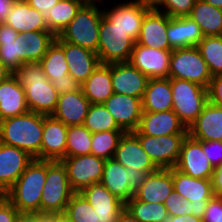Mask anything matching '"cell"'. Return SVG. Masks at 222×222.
Listing matches in <instances>:
<instances>
[{"label":"cell","mask_w":222,"mask_h":222,"mask_svg":"<svg viewBox=\"0 0 222 222\" xmlns=\"http://www.w3.org/2000/svg\"><path fill=\"white\" fill-rule=\"evenodd\" d=\"M13 75V72L8 69L4 63L0 60V84L7 80L10 76Z\"/></svg>","instance_id":"680465c9"},{"label":"cell","mask_w":222,"mask_h":222,"mask_svg":"<svg viewBox=\"0 0 222 222\" xmlns=\"http://www.w3.org/2000/svg\"><path fill=\"white\" fill-rule=\"evenodd\" d=\"M64 55L69 74L80 84L86 81L100 64L97 53L65 41Z\"/></svg>","instance_id":"4316f807"},{"label":"cell","mask_w":222,"mask_h":222,"mask_svg":"<svg viewBox=\"0 0 222 222\" xmlns=\"http://www.w3.org/2000/svg\"><path fill=\"white\" fill-rule=\"evenodd\" d=\"M45 180L46 160L34 158L4 196L19 212H40Z\"/></svg>","instance_id":"277c9868"},{"label":"cell","mask_w":222,"mask_h":222,"mask_svg":"<svg viewBox=\"0 0 222 222\" xmlns=\"http://www.w3.org/2000/svg\"><path fill=\"white\" fill-rule=\"evenodd\" d=\"M207 3L217 7V8H221L222 9V0H204Z\"/></svg>","instance_id":"be15d7a7"},{"label":"cell","mask_w":222,"mask_h":222,"mask_svg":"<svg viewBox=\"0 0 222 222\" xmlns=\"http://www.w3.org/2000/svg\"><path fill=\"white\" fill-rule=\"evenodd\" d=\"M212 77L196 46L172 50L169 78L184 79L207 88Z\"/></svg>","instance_id":"9c48e42d"},{"label":"cell","mask_w":222,"mask_h":222,"mask_svg":"<svg viewBox=\"0 0 222 222\" xmlns=\"http://www.w3.org/2000/svg\"><path fill=\"white\" fill-rule=\"evenodd\" d=\"M0 60L13 73L21 63V33L7 24H0Z\"/></svg>","instance_id":"d590c367"},{"label":"cell","mask_w":222,"mask_h":222,"mask_svg":"<svg viewBox=\"0 0 222 222\" xmlns=\"http://www.w3.org/2000/svg\"><path fill=\"white\" fill-rule=\"evenodd\" d=\"M28 111L25 90L12 75L0 84V121Z\"/></svg>","instance_id":"f546056e"},{"label":"cell","mask_w":222,"mask_h":222,"mask_svg":"<svg viewBox=\"0 0 222 222\" xmlns=\"http://www.w3.org/2000/svg\"><path fill=\"white\" fill-rule=\"evenodd\" d=\"M112 7H107L110 9H102L103 16L114 26L125 31L127 35L137 41L144 17L151 8L132 0L117 2Z\"/></svg>","instance_id":"5bb4252c"},{"label":"cell","mask_w":222,"mask_h":222,"mask_svg":"<svg viewBox=\"0 0 222 222\" xmlns=\"http://www.w3.org/2000/svg\"><path fill=\"white\" fill-rule=\"evenodd\" d=\"M90 104L81 88L77 91L60 94L52 116L67 126L83 125Z\"/></svg>","instance_id":"cb8c5ba5"},{"label":"cell","mask_w":222,"mask_h":222,"mask_svg":"<svg viewBox=\"0 0 222 222\" xmlns=\"http://www.w3.org/2000/svg\"><path fill=\"white\" fill-rule=\"evenodd\" d=\"M188 134L196 140L222 141V107L207 102L188 127Z\"/></svg>","instance_id":"d4e9b609"},{"label":"cell","mask_w":222,"mask_h":222,"mask_svg":"<svg viewBox=\"0 0 222 222\" xmlns=\"http://www.w3.org/2000/svg\"><path fill=\"white\" fill-rule=\"evenodd\" d=\"M135 43L125 31L102 17L97 50L100 64L128 62Z\"/></svg>","instance_id":"ba28073f"},{"label":"cell","mask_w":222,"mask_h":222,"mask_svg":"<svg viewBox=\"0 0 222 222\" xmlns=\"http://www.w3.org/2000/svg\"><path fill=\"white\" fill-rule=\"evenodd\" d=\"M83 125L91 132L122 130L104 104H90Z\"/></svg>","instance_id":"ab89813d"},{"label":"cell","mask_w":222,"mask_h":222,"mask_svg":"<svg viewBox=\"0 0 222 222\" xmlns=\"http://www.w3.org/2000/svg\"><path fill=\"white\" fill-rule=\"evenodd\" d=\"M123 130H110L92 133L91 154L103 159L113 158Z\"/></svg>","instance_id":"b9f144b4"},{"label":"cell","mask_w":222,"mask_h":222,"mask_svg":"<svg viewBox=\"0 0 222 222\" xmlns=\"http://www.w3.org/2000/svg\"><path fill=\"white\" fill-rule=\"evenodd\" d=\"M13 75L25 90L29 111L45 116L54 113L59 93L47 79L39 62L23 63Z\"/></svg>","instance_id":"6da1fadb"},{"label":"cell","mask_w":222,"mask_h":222,"mask_svg":"<svg viewBox=\"0 0 222 222\" xmlns=\"http://www.w3.org/2000/svg\"><path fill=\"white\" fill-rule=\"evenodd\" d=\"M202 220L203 222H222V197L213 196L209 200Z\"/></svg>","instance_id":"7dc6e473"},{"label":"cell","mask_w":222,"mask_h":222,"mask_svg":"<svg viewBox=\"0 0 222 222\" xmlns=\"http://www.w3.org/2000/svg\"><path fill=\"white\" fill-rule=\"evenodd\" d=\"M149 78L129 62L111 64V83L114 93L142 99Z\"/></svg>","instance_id":"d6986e66"},{"label":"cell","mask_w":222,"mask_h":222,"mask_svg":"<svg viewBox=\"0 0 222 222\" xmlns=\"http://www.w3.org/2000/svg\"><path fill=\"white\" fill-rule=\"evenodd\" d=\"M74 193L62 162L46 160V180L41 195L40 212H65Z\"/></svg>","instance_id":"5b68a950"},{"label":"cell","mask_w":222,"mask_h":222,"mask_svg":"<svg viewBox=\"0 0 222 222\" xmlns=\"http://www.w3.org/2000/svg\"><path fill=\"white\" fill-rule=\"evenodd\" d=\"M189 17L195 21L204 36L222 35V9L204 0H196Z\"/></svg>","instance_id":"e575fe53"},{"label":"cell","mask_w":222,"mask_h":222,"mask_svg":"<svg viewBox=\"0 0 222 222\" xmlns=\"http://www.w3.org/2000/svg\"><path fill=\"white\" fill-rule=\"evenodd\" d=\"M147 172L125 168L114 158L106 159L101 183L120 201L126 204L142 185Z\"/></svg>","instance_id":"52a82bcc"},{"label":"cell","mask_w":222,"mask_h":222,"mask_svg":"<svg viewBox=\"0 0 222 222\" xmlns=\"http://www.w3.org/2000/svg\"><path fill=\"white\" fill-rule=\"evenodd\" d=\"M117 222H139V221L135 219L126 208H124L123 211L119 214Z\"/></svg>","instance_id":"6f0895ef"},{"label":"cell","mask_w":222,"mask_h":222,"mask_svg":"<svg viewBox=\"0 0 222 222\" xmlns=\"http://www.w3.org/2000/svg\"><path fill=\"white\" fill-rule=\"evenodd\" d=\"M96 212L97 222H117L125 204L114 196L101 182L80 192Z\"/></svg>","instance_id":"ffe728a7"},{"label":"cell","mask_w":222,"mask_h":222,"mask_svg":"<svg viewBox=\"0 0 222 222\" xmlns=\"http://www.w3.org/2000/svg\"><path fill=\"white\" fill-rule=\"evenodd\" d=\"M175 168L193 178L211 179L213 165L207 159L201 145V140L192 138L189 134L184 138Z\"/></svg>","instance_id":"4fadbf2b"},{"label":"cell","mask_w":222,"mask_h":222,"mask_svg":"<svg viewBox=\"0 0 222 222\" xmlns=\"http://www.w3.org/2000/svg\"><path fill=\"white\" fill-rule=\"evenodd\" d=\"M163 222H203V220L199 217L190 214L181 216H168L163 220Z\"/></svg>","instance_id":"9f6ffc18"},{"label":"cell","mask_w":222,"mask_h":222,"mask_svg":"<svg viewBox=\"0 0 222 222\" xmlns=\"http://www.w3.org/2000/svg\"><path fill=\"white\" fill-rule=\"evenodd\" d=\"M172 50H160L135 43L129 63L150 78H169Z\"/></svg>","instance_id":"9a60e30c"},{"label":"cell","mask_w":222,"mask_h":222,"mask_svg":"<svg viewBox=\"0 0 222 222\" xmlns=\"http://www.w3.org/2000/svg\"><path fill=\"white\" fill-rule=\"evenodd\" d=\"M137 130L144 135L163 136L188 134V128L179 120L173 110L161 112L143 111Z\"/></svg>","instance_id":"603a6c76"},{"label":"cell","mask_w":222,"mask_h":222,"mask_svg":"<svg viewBox=\"0 0 222 222\" xmlns=\"http://www.w3.org/2000/svg\"><path fill=\"white\" fill-rule=\"evenodd\" d=\"M173 189L192 203V215L203 218L209 200L214 196L211 179L193 178L172 168Z\"/></svg>","instance_id":"7c38bea8"},{"label":"cell","mask_w":222,"mask_h":222,"mask_svg":"<svg viewBox=\"0 0 222 222\" xmlns=\"http://www.w3.org/2000/svg\"><path fill=\"white\" fill-rule=\"evenodd\" d=\"M60 0H26V2L34 9L44 11L46 9H51Z\"/></svg>","instance_id":"f5cc1de1"},{"label":"cell","mask_w":222,"mask_h":222,"mask_svg":"<svg viewBox=\"0 0 222 222\" xmlns=\"http://www.w3.org/2000/svg\"><path fill=\"white\" fill-rule=\"evenodd\" d=\"M43 115L32 111L0 121V143L20 148L41 160Z\"/></svg>","instance_id":"7a4b0ae2"},{"label":"cell","mask_w":222,"mask_h":222,"mask_svg":"<svg viewBox=\"0 0 222 222\" xmlns=\"http://www.w3.org/2000/svg\"><path fill=\"white\" fill-rule=\"evenodd\" d=\"M113 158L125 168L132 167L133 170H142L148 174L159 169L144 151L138 137L133 132L123 133Z\"/></svg>","instance_id":"2e32d148"},{"label":"cell","mask_w":222,"mask_h":222,"mask_svg":"<svg viewBox=\"0 0 222 222\" xmlns=\"http://www.w3.org/2000/svg\"><path fill=\"white\" fill-rule=\"evenodd\" d=\"M15 222H40V212H18Z\"/></svg>","instance_id":"11a10c76"},{"label":"cell","mask_w":222,"mask_h":222,"mask_svg":"<svg viewBox=\"0 0 222 222\" xmlns=\"http://www.w3.org/2000/svg\"><path fill=\"white\" fill-rule=\"evenodd\" d=\"M201 145L213 167L222 163V141H201Z\"/></svg>","instance_id":"bcb514c9"},{"label":"cell","mask_w":222,"mask_h":222,"mask_svg":"<svg viewBox=\"0 0 222 222\" xmlns=\"http://www.w3.org/2000/svg\"><path fill=\"white\" fill-rule=\"evenodd\" d=\"M196 0H161L154 8L170 17L189 16Z\"/></svg>","instance_id":"ee69618b"},{"label":"cell","mask_w":222,"mask_h":222,"mask_svg":"<svg viewBox=\"0 0 222 222\" xmlns=\"http://www.w3.org/2000/svg\"><path fill=\"white\" fill-rule=\"evenodd\" d=\"M18 212L4 195H0V222H15Z\"/></svg>","instance_id":"f907efd6"},{"label":"cell","mask_w":222,"mask_h":222,"mask_svg":"<svg viewBox=\"0 0 222 222\" xmlns=\"http://www.w3.org/2000/svg\"><path fill=\"white\" fill-rule=\"evenodd\" d=\"M5 24L18 33L30 31H49L40 12L32 8L26 0H17L7 15Z\"/></svg>","instance_id":"f1b7e54d"},{"label":"cell","mask_w":222,"mask_h":222,"mask_svg":"<svg viewBox=\"0 0 222 222\" xmlns=\"http://www.w3.org/2000/svg\"><path fill=\"white\" fill-rule=\"evenodd\" d=\"M87 1L88 0H60L51 9L40 11V14L46 21L49 31L55 36H58Z\"/></svg>","instance_id":"d6a6232c"},{"label":"cell","mask_w":222,"mask_h":222,"mask_svg":"<svg viewBox=\"0 0 222 222\" xmlns=\"http://www.w3.org/2000/svg\"><path fill=\"white\" fill-rule=\"evenodd\" d=\"M138 2L139 4L146 5L150 8H155L161 0H132Z\"/></svg>","instance_id":"91938a15"},{"label":"cell","mask_w":222,"mask_h":222,"mask_svg":"<svg viewBox=\"0 0 222 222\" xmlns=\"http://www.w3.org/2000/svg\"><path fill=\"white\" fill-rule=\"evenodd\" d=\"M65 213L72 222H97L95 210L80 192H75L70 198Z\"/></svg>","instance_id":"7bdbcfd3"},{"label":"cell","mask_w":222,"mask_h":222,"mask_svg":"<svg viewBox=\"0 0 222 222\" xmlns=\"http://www.w3.org/2000/svg\"><path fill=\"white\" fill-rule=\"evenodd\" d=\"M40 222H55V213H41L40 212Z\"/></svg>","instance_id":"6125c7cd"},{"label":"cell","mask_w":222,"mask_h":222,"mask_svg":"<svg viewBox=\"0 0 222 222\" xmlns=\"http://www.w3.org/2000/svg\"><path fill=\"white\" fill-rule=\"evenodd\" d=\"M169 16L151 8L145 15L136 43L160 50H173L167 38Z\"/></svg>","instance_id":"7402d4cb"},{"label":"cell","mask_w":222,"mask_h":222,"mask_svg":"<svg viewBox=\"0 0 222 222\" xmlns=\"http://www.w3.org/2000/svg\"><path fill=\"white\" fill-rule=\"evenodd\" d=\"M67 171L69 183L74 192L101 182L105 159L93 154L66 156L61 160Z\"/></svg>","instance_id":"8fae6325"},{"label":"cell","mask_w":222,"mask_h":222,"mask_svg":"<svg viewBox=\"0 0 222 222\" xmlns=\"http://www.w3.org/2000/svg\"><path fill=\"white\" fill-rule=\"evenodd\" d=\"M172 108L171 78H150L142 98V110L161 112Z\"/></svg>","instance_id":"1f68e13d"},{"label":"cell","mask_w":222,"mask_h":222,"mask_svg":"<svg viewBox=\"0 0 222 222\" xmlns=\"http://www.w3.org/2000/svg\"><path fill=\"white\" fill-rule=\"evenodd\" d=\"M92 133L84 125L68 126L66 156L91 154Z\"/></svg>","instance_id":"60d3db41"},{"label":"cell","mask_w":222,"mask_h":222,"mask_svg":"<svg viewBox=\"0 0 222 222\" xmlns=\"http://www.w3.org/2000/svg\"><path fill=\"white\" fill-rule=\"evenodd\" d=\"M166 33L169 44L173 49L197 46L204 37L200 26L189 16H169Z\"/></svg>","instance_id":"83f0119b"},{"label":"cell","mask_w":222,"mask_h":222,"mask_svg":"<svg viewBox=\"0 0 222 222\" xmlns=\"http://www.w3.org/2000/svg\"><path fill=\"white\" fill-rule=\"evenodd\" d=\"M67 130L68 126L52 115H43L41 160L61 161L66 157Z\"/></svg>","instance_id":"44dd1931"},{"label":"cell","mask_w":222,"mask_h":222,"mask_svg":"<svg viewBox=\"0 0 222 222\" xmlns=\"http://www.w3.org/2000/svg\"><path fill=\"white\" fill-rule=\"evenodd\" d=\"M55 38L51 31H30L21 34V63L40 62Z\"/></svg>","instance_id":"836d02e7"},{"label":"cell","mask_w":222,"mask_h":222,"mask_svg":"<svg viewBox=\"0 0 222 222\" xmlns=\"http://www.w3.org/2000/svg\"><path fill=\"white\" fill-rule=\"evenodd\" d=\"M17 0H0V24H4L7 15Z\"/></svg>","instance_id":"db71d44e"},{"label":"cell","mask_w":222,"mask_h":222,"mask_svg":"<svg viewBox=\"0 0 222 222\" xmlns=\"http://www.w3.org/2000/svg\"><path fill=\"white\" fill-rule=\"evenodd\" d=\"M196 47L212 76L222 75V35L204 36Z\"/></svg>","instance_id":"f35d334b"},{"label":"cell","mask_w":222,"mask_h":222,"mask_svg":"<svg viewBox=\"0 0 222 222\" xmlns=\"http://www.w3.org/2000/svg\"><path fill=\"white\" fill-rule=\"evenodd\" d=\"M39 63L50 82L53 79H61L64 75L69 74L64 55V41H59L55 38V41L49 46Z\"/></svg>","instance_id":"8d00e7d4"},{"label":"cell","mask_w":222,"mask_h":222,"mask_svg":"<svg viewBox=\"0 0 222 222\" xmlns=\"http://www.w3.org/2000/svg\"><path fill=\"white\" fill-rule=\"evenodd\" d=\"M172 190V168H159L146 176L142 185L135 191L134 197L143 202L164 204Z\"/></svg>","instance_id":"484cf974"},{"label":"cell","mask_w":222,"mask_h":222,"mask_svg":"<svg viewBox=\"0 0 222 222\" xmlns=\"http://www.w3.org/2000/svg\"><path fill=\"white\" fill-rule=\"evenodd\" d=\"M125 208L139 222H163L168 217L164 204L139 201L134 196L125 204Z\"/></svg>","instance_id":"74e56055"},{"label":"cell","mask_w":222,"mask_h":222,"mask_svg":"<svg viewBox=\"0 0 222 222\" xmlns=\"http://www.w3.org/2000/svg\"><path fill=\"white\" fill-rule=\"evenodd\" d=\"M51 84L60 94L77 91L81 84L78 83L70 74L64 75L61 79H53Z\"/></svg>","instance_id":"681fc988"},{"label":"cell","mask_w":222,"mask_h":222,"mask_svg":"<svg viewBox=\"0 0 222 222\" xmlns=\"http://www.w3.org/2000/svg\"><path fill=\"white\" fill-rule=\"evenodd\" d=\"M80 88L91 104H103L114 93L111 64H99Z\"/></svg>","instance_id":"4dcf8cb0"},{"label":"cell","mask_w":222,"mask_h":222,"mask_svg":"<svg viewBox=\"0 0 222 222\" xmlns=\"http://www.w3.org/2000/svg\"><path fill=\"white\" fill-rule=\"evenodd\" d=\"M55 222H72L65 212L55 213Z\"/></svg>","instance_id":"94428289"},{"label":"cell","mask_w":222,"mask_h":222,"mask_svg":"<svg viewBox=\"0 0 222 222\" xmlns=\"http://www.w3.org/2000/svg\"><path fill=\"white\" fill-rule=\"evenodd\" d=\"M103 104L124 132L137 130L143 112L142 99L113 93Z\"/></svg>","instance_id":"ac0fdd59"},{"label":"cell","mask_w":222,"mask_h":222,"mask_svg":"<svg viewBox=\"0 0 222 222\" xmlns=\"http://www.w3.org/2000/svg\"><path fill=\"white\" fill-rule=\"evenodd\" d=\"M211 185L214 196L222 197V163L214 167L211 176Z\"/></svg>","instance_id":"816d5d0a"},{"label":"cell","mask_w":222,"mask_h":222,"mask_svg":"<svg viewBox=\"0 0 222 222\" xmlns=\"http://www.w3.org/2000/svg\"><path fill=\"white\" fill-rule=\"evenodd\" d=\"M34 158L20 148L0 143V195L17 181Z\"/></svg>","instance_id":"e0dca14e"},{"label":"cell","mask_w":222,"mask_h":222,"mask_svg":"<svg viewBox=\"0 0 222 222\" xmlns=\"http://www.w3.org/2000/svg\"><path fill=\"white\" fill-rule=\"evenodd\" d=\"M164 206L167 208L168 216H181L192 214V203L178 195L173 189L165 200Z\"/></svg>","instance_id":"f6af8a7d"},{"label":"cell","mask_w":222,"mask_h":222,"mask_svg":"<svg viewBox=\"0 0 222 222\" xmlns=\"http://www.w3.org/2000/svg\"><path fill=\"white\" fill-rule=\"evenodd\" d=\"M171 88L172 110L188 128L197 119L208 102L207 88L178 78H171Z\"/></svg>","instance_id":"8992f818"},{"label":"cell","mask_w":222,"mask_h":222,"mask_svg":"<svg viewBox=\"0 0 222 222\" xmlns=\"http://www.w3.org/2000/svg\"><path fill=\"white\" fill-rule=\"evenodd\" d=\"M208 102L222 107V75H216L211 78L207 87Z\"/></svg>","instance_id":"c3c4849f"},{"label":"cell","mask_w":222,"mask_h":222,"mask_svg":"<svg viewBox=\"0 0 222 222\" xmlns=\"http://www.w3.org/2000/svg\"><path fill=\"white\" fill-rule=\"evenodd\" d=\"M96 1L103 3L102 0H88L56 38L97 53L103 7Z\"/></svg>","instance_id":"3957f363"},{"label":"cell","mask_w":222,"mask_h":222,"mask_svg":"<svg viewBox=\"0 0 222 222\" xmlns=\"http://www.w3.org/2000/svg\"><path fill=\"white\" fill-rule=\"evenodd\" d=\"M138 137L144 151L158 168H174L180 154L181 145L187 134L150 136L133 131Z\"/></svg>","instance_id":"30bf717a"}]
</instances>
